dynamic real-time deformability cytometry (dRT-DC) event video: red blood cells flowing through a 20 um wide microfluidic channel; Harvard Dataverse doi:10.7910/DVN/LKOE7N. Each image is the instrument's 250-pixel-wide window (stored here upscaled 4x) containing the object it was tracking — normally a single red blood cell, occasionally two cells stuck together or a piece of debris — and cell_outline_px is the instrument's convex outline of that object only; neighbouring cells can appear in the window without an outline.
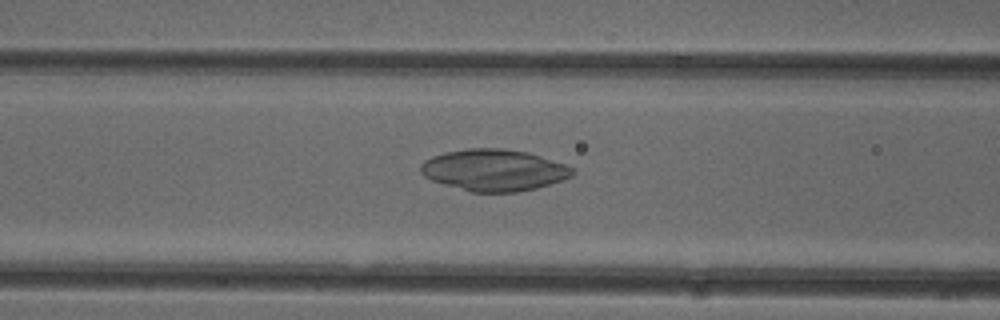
{"species": "common noctule bat (a hibernating species)", "species_latin": "Nyctalus noctula", "temperature_condition": "cold", "stored_images_in_passage": 50, "camera_frame_rate_fps": 3000, "um_per_image_px": 0.085, "animal": {"sex": "female"}, "frame": {"image": 1, "passage_image": 20, "time_ms": 6.333, "image_size_px": [1000, 320], "cell_outline_px": [[576, 172], [572, 176], [564, 180], [536, 188], [516, 192], [472, 192], [432, 180], [424, 176], [420, 172], [420, 164], [424, 160], [432, 156], [444, 152], [468, 148], [504, 148], [528, 152], [564, 164], [572, 168]], "centroid_in_image_um": [41.98, 14.45], "position_along_channel_um": 124.6, "area_um2": 36.82}}
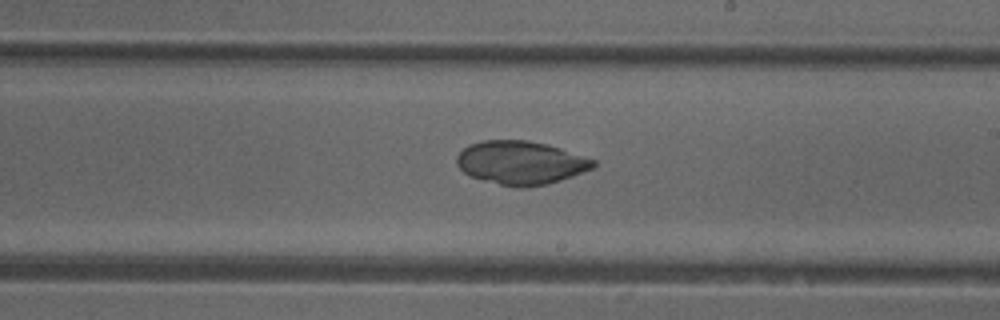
{"frame": {"image": 2, "passage_image": 29, "time_ms": 9.333, "image_size_px": [1000, 320], "cell_outline_px": [[596, 164], [592, 168], [572, 176], [548, 184], [528, 188], [516, 188], [500, 184], [472, 176], [464, 172], [456, 164], [456, 156], [468, 144], [484, 140], [528, 140], [548, 144], [596, 160]], "centroid_in_image_um": [44.26, 13.83], "position_along_channel_um": 244.7, "area_um2": 34.56}}
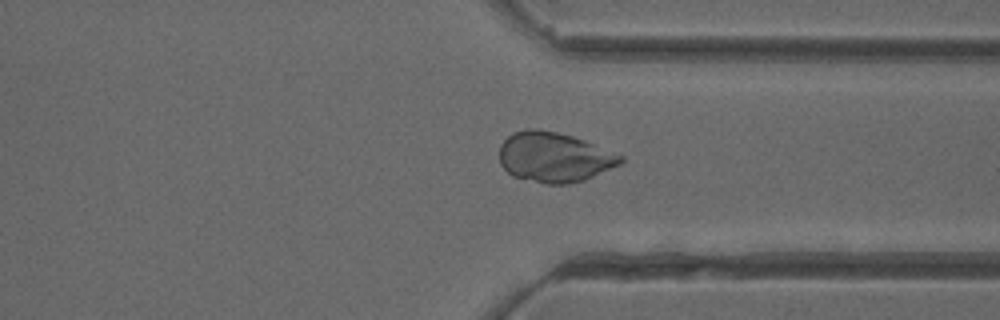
{"frame": {"image": 3, "passage_image": 38, "time_ms": 12.333, "image_size_px": [1000, 320], "cell_outline_px": [[624, 160], [620, 164], [584, 180], [568, 184], [548, 184], [512, 176], [500, 164], [500, 144], [512, 132], [528, 128], [536, 128], [556, 132], [572, 136], [584, 140], [624, 156]], "centroid_in_image_um": [47.09, 13.35], "position_along_channel_um": 364.3, "area_um2": 35.2}}